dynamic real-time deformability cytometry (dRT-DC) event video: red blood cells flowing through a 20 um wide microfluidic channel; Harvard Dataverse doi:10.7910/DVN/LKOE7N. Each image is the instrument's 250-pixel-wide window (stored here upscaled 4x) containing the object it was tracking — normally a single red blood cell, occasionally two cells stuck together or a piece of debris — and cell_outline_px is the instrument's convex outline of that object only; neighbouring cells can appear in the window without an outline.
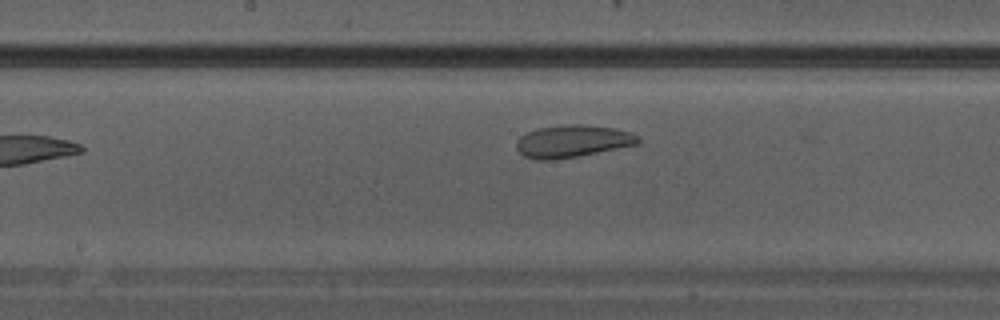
{"species": "Egyptian fruit bat (a non-hibernating species)", "species_latin": "Rousettus aegyptiacus", "temperature_condition": "warm", "stored_images_in_passage": 12, "camera_frame_rate_fps": 3000, "um_per_image_px": 0.085, "animal": {"sex": "male"}, "frame": {"image": 1, "passage_image": 12, "time_ms": 3.667, "image_size_px": [1000, 320], "cell_outline_px": [[640, 144], [556, 160], [536, 160], [524, 156], [516, 148], [516, 140], [520, 136], [536, 128], [564, 124], [580, 124], [616, 128], [632, 132], [640, 136]], "centroid_in_image_um": [48.68, 12.0], "position_along_channel_um": 199.5, "area_um2": 23.24}}